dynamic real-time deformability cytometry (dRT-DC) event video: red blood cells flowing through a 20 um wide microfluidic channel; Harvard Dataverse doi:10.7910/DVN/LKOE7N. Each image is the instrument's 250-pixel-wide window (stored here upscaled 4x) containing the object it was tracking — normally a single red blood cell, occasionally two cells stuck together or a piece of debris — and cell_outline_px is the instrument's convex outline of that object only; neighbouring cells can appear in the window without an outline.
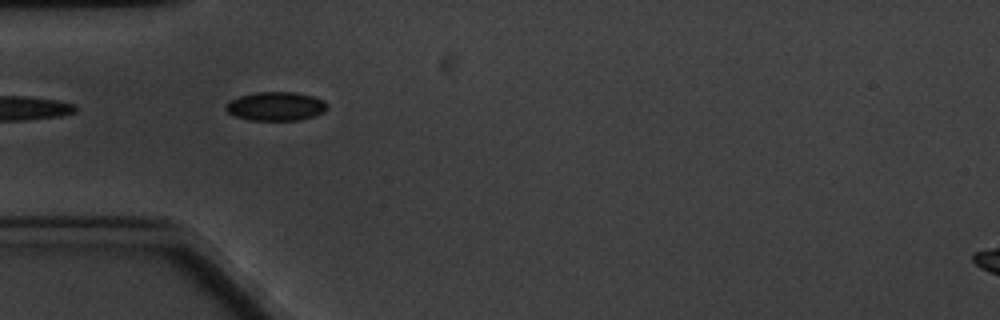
{"species": "common noctule bat (a hibernating species)", "species_latin": "Nyctalus noctula", "temperature_condition": "cold", "stored_images_in_passage": 8, "camera_frame_rate_fps": 3000, "um_per_image_px": 0.085, "animal": {"sex": "male", "body_mass_g": 20.1, "forearm_length_mm": 53.5}, "frame": {"image": 1, "passage_image": 6, "time_ms": 5.667, "image_size_px": [1000, 320], "cell_outline_px": [[328, 104], [324, 112], [300, 120], [248, 120], [236, 116], [228, 112], [224, 108], [228, 100], [240, 96], [256, 92], [296, 92], [312, 96], [324, 100]], "centroid_in_image_um": [23.43, 9.03], "position_along_channel_um": 61.6, "area_um2": 17.05}}